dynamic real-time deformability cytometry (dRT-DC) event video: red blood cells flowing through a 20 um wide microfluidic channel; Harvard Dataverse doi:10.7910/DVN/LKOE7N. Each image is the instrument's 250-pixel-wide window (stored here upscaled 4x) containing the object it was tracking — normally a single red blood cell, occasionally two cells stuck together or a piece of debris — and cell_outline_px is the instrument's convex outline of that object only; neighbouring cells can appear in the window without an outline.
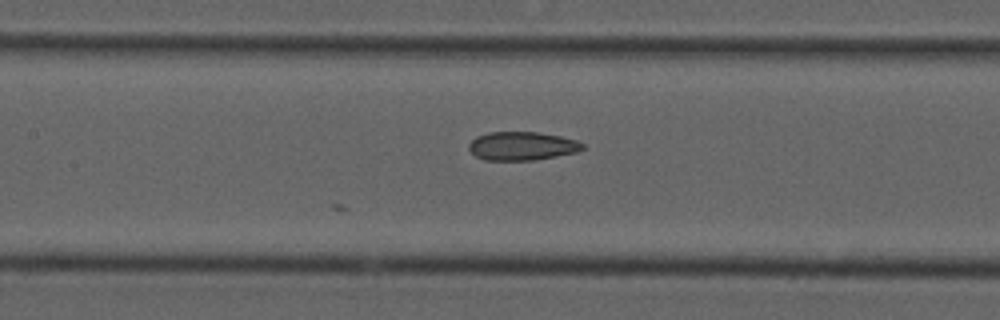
{"species": "common noctule bat (a hibernating species)", "species_latin": "Nyctalus noctula", "temperature_condition": "cold", "stored_images_in_passage": 25, "camera_frame_rate_fps": 3000, "um_per_image_px": 0.085, "animal": {"sex": "male", "forearm_length_mm": 52.5}, "frame": {"image": 1, "passage_image": 25, "time_ms": 8.0, "image_size_px": [1000, 320], "cell_outline_px": [[584, 148], [576, 152], [556, 156], [532, 160], [484, 160], [476, 156], [468, 148], [468, 144], [476, 136], [488, 132], [536, 132], [560, 136], [576, 140], [584, 144]], "centroid_in_image_um": [44.35, 12.4], "position_along_channel_um": 163.1, "area_um2": 18.84}}